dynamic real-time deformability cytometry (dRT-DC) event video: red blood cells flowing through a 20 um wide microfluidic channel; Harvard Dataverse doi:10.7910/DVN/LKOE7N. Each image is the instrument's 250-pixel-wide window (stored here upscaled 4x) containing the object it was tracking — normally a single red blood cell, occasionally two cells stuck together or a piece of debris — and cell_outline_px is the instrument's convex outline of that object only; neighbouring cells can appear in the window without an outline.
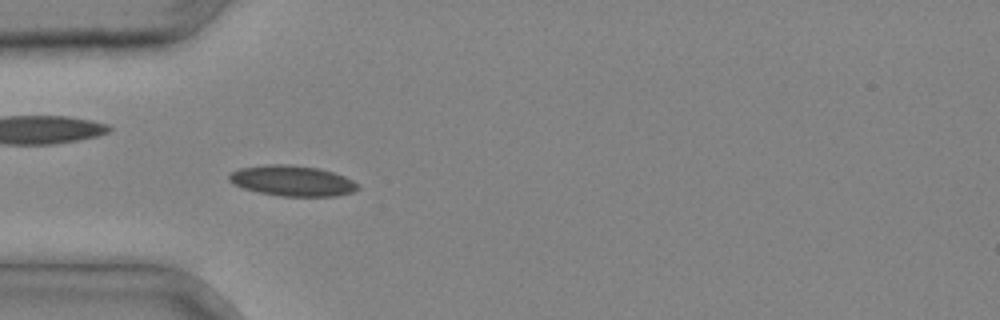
{"species": "common noctule bat (a hibernating species)", "species_latin": "Nyctalus noctula", "temperature_condition": "cold", "stored_images_in_passage": 30, "camera_frame_rate_fps": 3000, "um_per_image_px": 0.085, "animal": {"sex": "male", "body_mass_g": 20.4}, "frame": {"image": 1, "passage_image": 4, "time_ms": 1.0, "image_size_px": [1000, 320], "cell_outline_px": [[360, 188], [352, 192], [336, 196], [280, 196], [260, 192], [244, 188], [232, 184], [228, 180], [228, 176], [232, 172], [240, 168], [268, 164], [284, 164], [316, 168], [332, 172], [344, 176], [360, 184]], "centroid_in_image_um": [24.85, 15.37], "position_along_channel_um": 60.2, "area_um2": 22.77}}
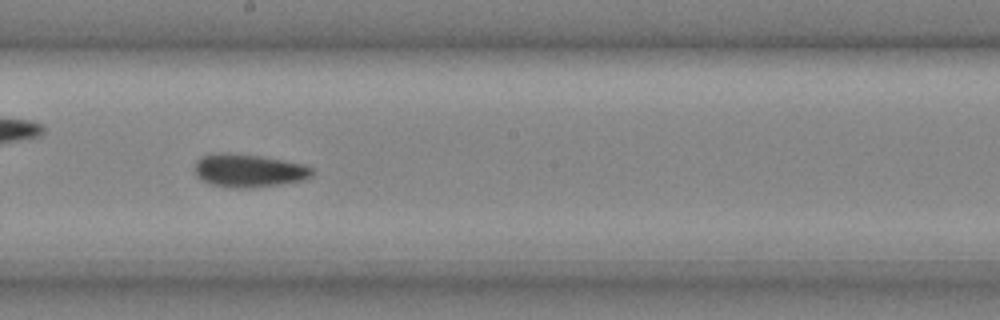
{"frame": {"image": 2, "passage_image": 14, "time_ms": 4.333, "image_size_px": [1000, 320], "cell_outline_px": [[312, 176], [304, 180], [256, 188], [232, 188], [212, 184], [196, 176], [196, 160], [200, 156], [216, 152], [228, 152], [260, 156], [284, 160], [304, 164], [312, 168]], "centroid_in_image_um": [21.14, 14.49], "position_along_channel_um": 227.1, "area_um2": 22.83}}
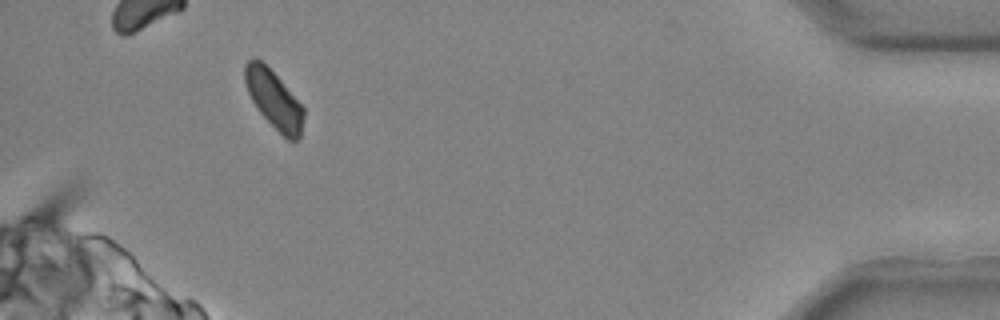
{"frame": {"image": 3, "passage_image": 28, "time_ms": 9.0, "image_size_px": [1000, 320], "cell_outline_px": [[304, 116], [300, 136], [296, 140], [288, 140], [256, 108], [248, 92], [244, 80], [244, 64], [252, 56], [260, 60], [280, 80], [304, 108]], "centroid_in_image_um": [23.26, 8.43], "position_along_channel_um": 411.9, "area_um2": 19.42}}